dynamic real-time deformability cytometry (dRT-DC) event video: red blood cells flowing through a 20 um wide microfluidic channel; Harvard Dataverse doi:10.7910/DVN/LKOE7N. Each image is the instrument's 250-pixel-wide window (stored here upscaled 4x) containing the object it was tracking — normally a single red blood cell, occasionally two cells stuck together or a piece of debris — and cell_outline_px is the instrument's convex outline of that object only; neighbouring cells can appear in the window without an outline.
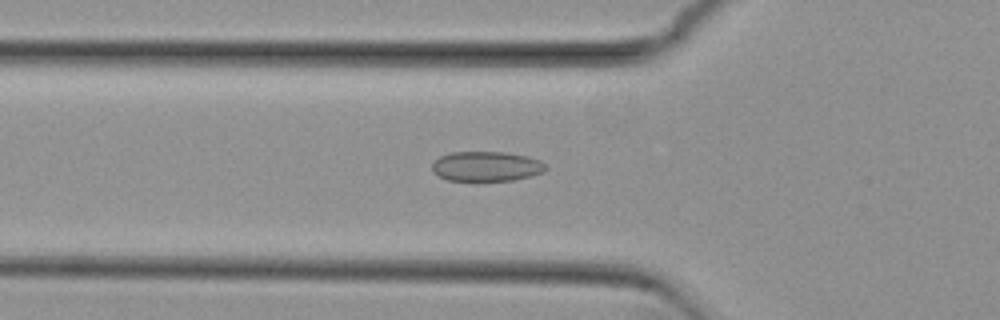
{"species": "common noctule bat (a hibernating species)", "species_latin": "Nyctalus noctula", "temperature_condition": "cold", "stored_images_in_passage": 41, "camera_frame_rate_fps": 3000, "um_per_image_px": 0.085, "animal": {"sex": "female", "body_mass_g": 29.2, "forearm_length_mm": 56.3}, "frame": {"image": 1, "passage_image": 18, "time_ms": 5.667, "image_size_px": [1000, 320], "cell_outline_px": [[548, 168], [544, 172], [532, 176], [512, 180], [476, 184], [448, 180], [432, 172], [432, 164], [440, 156], [452, 152], [504, 152], [528, 156], [540, 160]], "centroid_in_image_um": [41.34, 14.19], "position_along_channel_um": 84.5, "area_um2": 20.63}}
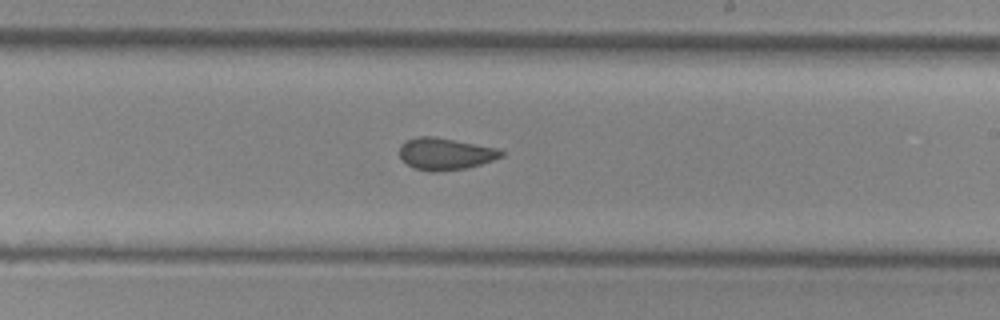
{"frame": {"image": 2, "passage_image": 31, "time_ms": 10.0, "image_size_px": [1000, 320], "cell_outline_px": [[504, 156], [468, 168], [436, 172], [428, 172], [412, 168], [400, 160], [400, 144], [404, 140], [416, 136], [436, 136], [496, 148], [504, 152]], "centroid_in_image_um": [37.78, 13.08], "position_along_channel_um": 251.2, "area_um2": 19.31}}
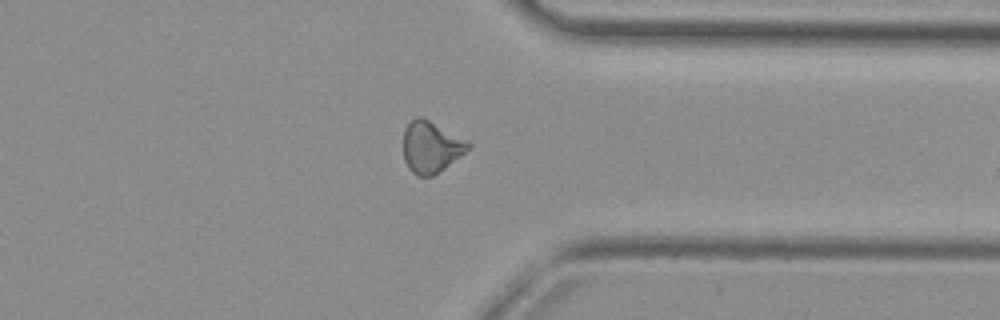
{"frame": {"image": 3, "passage_image": 41, "time_ms": 13.333, "image_size_px": [1000, 320], "cell_outline_px": [[472, 144], [464, 152], [444, 168], [432, 176], [416, 176], [408, 168], [404, 160], [404, 128], [416, 116], [420, 116], [468, 140]], "centroid_in_image_um": [36.61, 12.49], "position_along_channel_um": 374.8, "area_um2": 19.19}, "authors_computed_cell_mechanics": {"area_um2": 19.941, "velocity_mm_per_s": 3.8346, "shape_relaxation_time_tau1_ms": null, "shape_relaxation_time_tau2_ms": 1.5119, "deformation_change_tau1": null, "deformation_change_tau2": 0.0752}}